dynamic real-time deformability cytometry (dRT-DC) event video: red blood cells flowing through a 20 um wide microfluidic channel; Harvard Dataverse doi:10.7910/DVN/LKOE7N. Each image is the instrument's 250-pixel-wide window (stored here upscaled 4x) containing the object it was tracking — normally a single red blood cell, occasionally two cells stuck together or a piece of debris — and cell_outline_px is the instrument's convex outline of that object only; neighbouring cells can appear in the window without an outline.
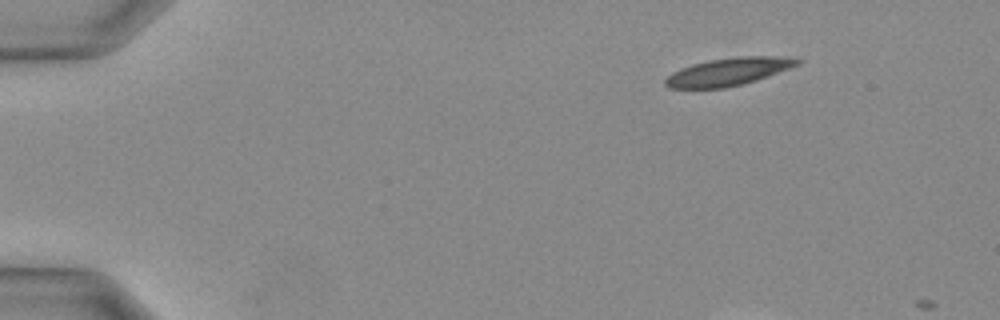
{"species": "Egyptian fruit bat (a non-hibernating species)", "species_latin": "Rousettus aegyptiacus", "temperature_condition": "warm", "stored_images_in_passage": 2, "camera_frame_rate_fps": 3000, "um_per_image_px": 0.085, "animal": {"sex": "female"}, "frame": {"image": 1, "passage_image": 1, "time_ms": 0.0, "image_size_px": [1000, 320], "cell_outline_px": [[804, 60], [800, 64], [768, 76], [756, 80], [724, 88], [668, 88], [664, 84], [664, 80], [672, 72], [680, 68], [692, 64], [708, 60], [740, 56], [768, 56]], "centroid_in_image_um": [61.86, 6.1], "position_along_channel_um": 23.1, "area_um2": 21.1}}